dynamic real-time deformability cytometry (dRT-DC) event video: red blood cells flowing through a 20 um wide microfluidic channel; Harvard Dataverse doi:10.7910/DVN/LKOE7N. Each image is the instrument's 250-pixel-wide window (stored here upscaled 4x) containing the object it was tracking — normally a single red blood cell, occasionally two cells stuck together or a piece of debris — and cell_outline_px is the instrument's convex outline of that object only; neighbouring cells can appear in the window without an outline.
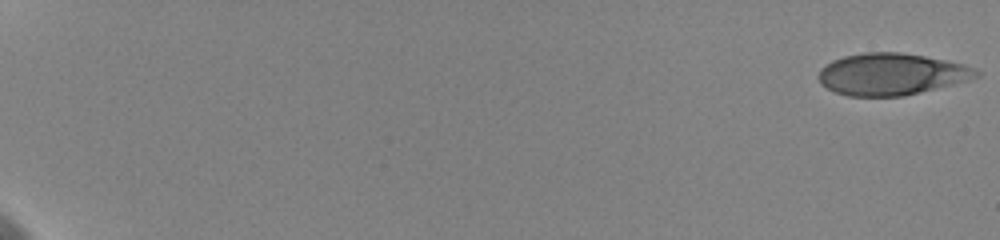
{"species": "human", "species_latin": "Homo sapiens", "temperature_condition": "cold", "stored_images_in_passage": 59, "camera_frame_rate_fps": 3000, "um_per_image_px": 0.085, "donor": {"sex": "female"}, "frame": {"image": 1, "passage_image": 1, "time_ms": 0.0, "image_size_px": [1000, 240], "cell_outline_px": [[980, 76], [968, 80], [904, 96], [848, 96], [836, 92], [820, 84], [820, 68], [832, 60], [844, 56], [864, 52], [900, 52], [924, 56], [964, 64], [980, 72]], "centroid_in_image_um": [75.75, 6.3], "position_along_channel_um": 9.2, "area_um2": 38.15}}
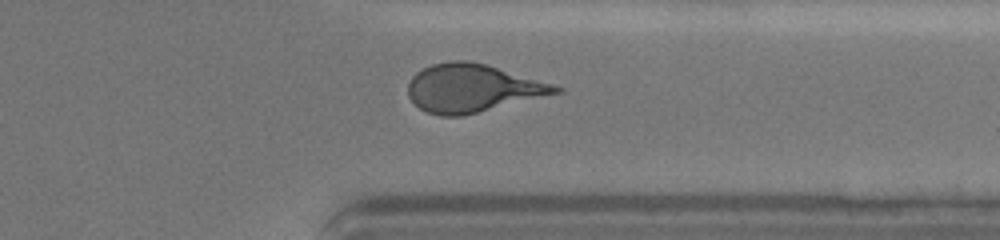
{"frame": {"image": 2, "passage_image": 49, "time_ms": 16.0, "image_size_px": [1000, 240], "cell_outline_px": [[564, 92], [464, 116], [440, 116], [428, 112], [420, 108], [408, 96], [408, 84], [412, 76], [416, 72], [432, 64], [452, 60], [468, 60], [488, 64], [552, 84], [564, 88]], "centroid_in_image_um": [40.18, 7.49], "position_along_channel_um": 371.2, "area_um2": 41.5}}
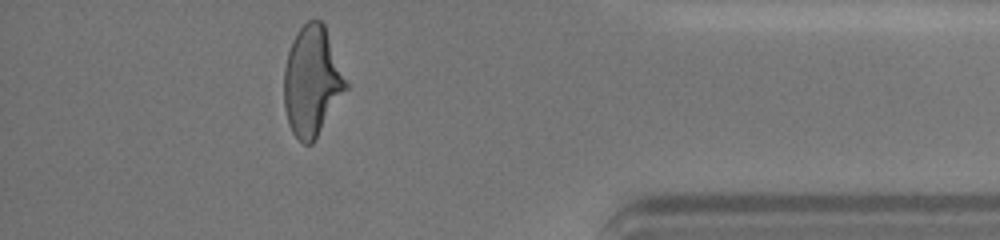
{"frame": {"image": 3, "passage_image": 54, "time_ms": 17.667, "image_size_px": [1000, 240], "cell_outline_px": [[348, 88], [312, 144], [304, 144], [292, 132], [288, 124], [284, 108], [284, 68], [288, 52], [296, 32], [308, 20], [320, 20], [324, 24], [348, 84]], "centroid_in_image_um": [26.51, 6.92], "position_along_channel_um": 408.7, "area_um2": 39.36}, "authors_computed_cell_mechanics": {"area_um2": 40.3444, "velocity_mm_per_s": 3.6158, "shape_relaxation_time_tau1_ms": 6.598, "shape_relaxation_time_tau2_ms": 0.8751, "deformation_change_tau1": 0.193, "deformation_change_tau2": 0.0724}}